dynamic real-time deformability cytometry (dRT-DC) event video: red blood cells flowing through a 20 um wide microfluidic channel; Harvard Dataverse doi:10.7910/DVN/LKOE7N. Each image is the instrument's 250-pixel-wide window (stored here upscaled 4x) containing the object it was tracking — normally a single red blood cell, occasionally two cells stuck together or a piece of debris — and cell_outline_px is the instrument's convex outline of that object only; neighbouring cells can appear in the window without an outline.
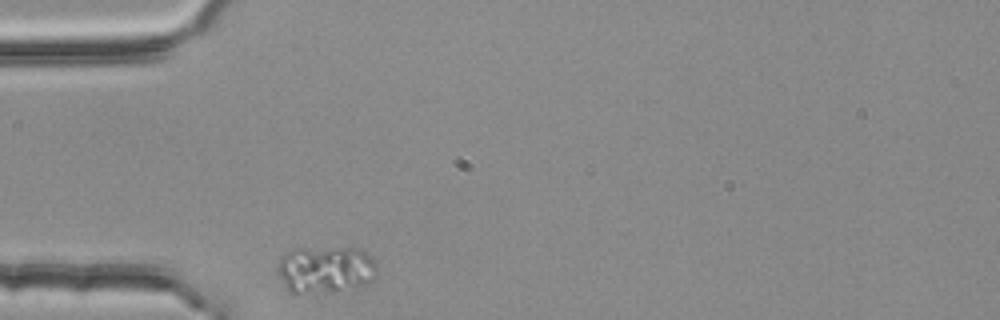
{"species": "common noctule bat (a hibernating species)", "species_latin": "Nyctalus noctula", "temperature_condition": "room temperature", "stored_images_in_passage": 3, "camera_frame_rate_fps": 3000, "um_per_image_px": 0.085, "animal": {"sex": "female", "body_mass_g": 25.1}, "frame": {"image": 1, "passage_image": 1, "time_ms": 0.0, "image_size_px": [1000, 320], "cell_outline_px": [[376, 272], [372, 280], [364, 284], [332, 292], [288, 292], [276, 268], [280, 256], [296, 248], [360, 248], [376, 264]], "centroid_in_image_um": [27.62, 22.89], "position_along_channel_um": 57.4, "area_um2": 26.99}}